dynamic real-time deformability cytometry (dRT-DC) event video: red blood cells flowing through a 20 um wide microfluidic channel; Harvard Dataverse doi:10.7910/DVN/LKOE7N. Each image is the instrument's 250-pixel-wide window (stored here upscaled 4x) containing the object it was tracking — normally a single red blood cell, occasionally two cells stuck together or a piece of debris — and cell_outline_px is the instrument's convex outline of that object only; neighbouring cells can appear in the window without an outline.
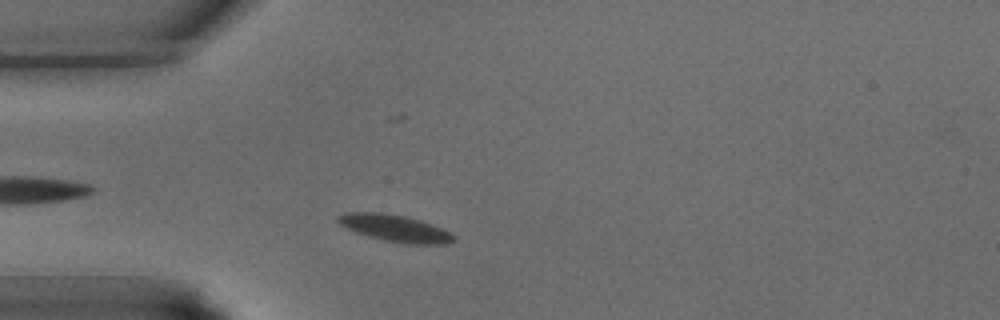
{"species": "common noctule bat (a hibernating species)", "species_latin": "Nyctalus noctula", "temperature_condition": "warm", "stored_images_in_passage": 32, "camera_frame_rate_fps": 3000, "um_per_image_px": 0.085, "animal": {"sex": "male", "body_mass_g": 15.6}, "frame": {"image": 1, "passage_image": 4, "time_ms": 1.0, "image_size_px": [1000, 320], "cell_outline_px": [[456, 240], [448, 244], [404, 244], [384, 240], [368, 236], [356, 232], [340, 224], [336, 220], [336, 216], [344, 212], [380, 212], [408, 216], [432, 224], [452, 232], [456, 236]], "centroid_in_image_um": [33.62, 19.39], "position_along_channel_um": 51.4, "area_um2": 18.44}}
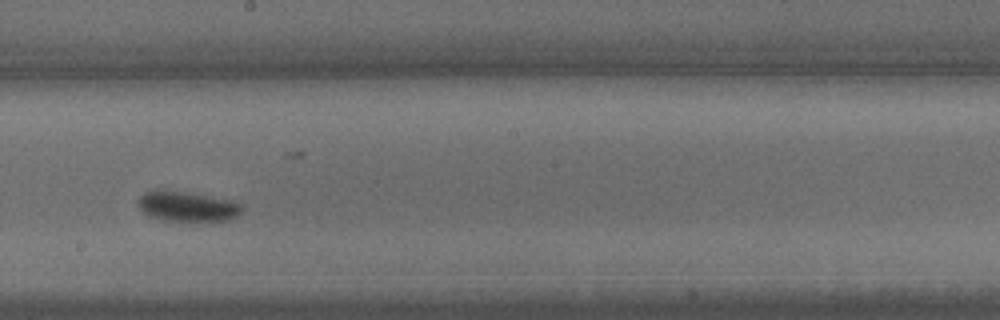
{"frame": {"image": 2, "passage_image": 15, "time_ms": 4.667, "image_size_px": [1000, 320], "cell_outline_px": [[244, 208], [236, 216], [228, 220], [208, 224], [164, 220], [148, 216], [136, 204], [136, 200], [144, 192], [180, 192], [232, 200], [240, 204]], "centroid_in_image_um": [15.96, 17.63], "position_along_channel_um": 232.2, "area_um2": 18.38}}
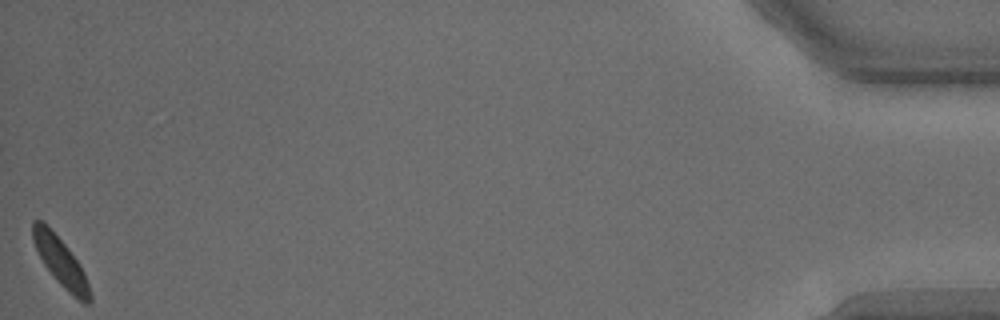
{"frame": {"image": 3, "passage_image": 32, "time_ms": 10.333, "image_size_px": [1000, 320], "cell_outline_px": [[92, 300], [88, 304], [84, 304], [60, 284], [56, 280], [44, 264], [32, 240], [32, 220], [40, 220], [68, 248], [80, 264], [84, 272], [92, 296]], "centroid_in_image_um": [5.17, 22.28], "position_along_channel_um": 430.0, "area_um2": 15.66}}